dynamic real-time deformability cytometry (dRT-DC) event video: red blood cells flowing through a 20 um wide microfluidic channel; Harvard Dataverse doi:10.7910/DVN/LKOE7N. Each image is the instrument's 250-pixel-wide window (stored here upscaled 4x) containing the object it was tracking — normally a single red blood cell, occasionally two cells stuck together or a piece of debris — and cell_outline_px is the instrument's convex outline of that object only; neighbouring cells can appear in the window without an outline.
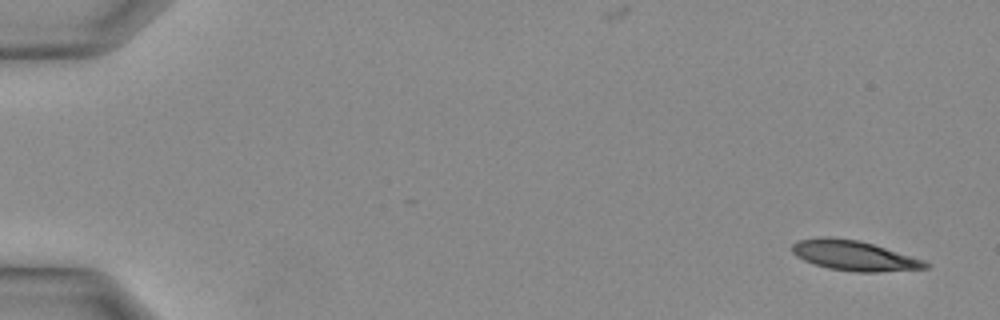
{"species": "Egyptian fruit bat (a non-hibernating species)", "species_latin": "Rousettus aegyptiacus", "temperature_condition": "warm", "stored_images_in_passage": 34, "camera_frame_rate_fps": 3000, "um_per_image_px": 0.085, "animal": {"sex": "female"}, "frame": {"image": 1, "passage_image": 1, "time_ms": 0.0, "image_size_px": [1000, 320], "cell_outline_px": [[932, 264], [928, 268], [880, 272], [856, 272], [828, 268], [804, 260], [796, 256], [792, 252], [792, 244], [796, 240], [820, 236], [828, 236], [860, 240], [924, 260]], "centroid_in_image_um": [72.58, 21.71], "position_along_channel_um": 12.4, "area_um2": 23.47}}